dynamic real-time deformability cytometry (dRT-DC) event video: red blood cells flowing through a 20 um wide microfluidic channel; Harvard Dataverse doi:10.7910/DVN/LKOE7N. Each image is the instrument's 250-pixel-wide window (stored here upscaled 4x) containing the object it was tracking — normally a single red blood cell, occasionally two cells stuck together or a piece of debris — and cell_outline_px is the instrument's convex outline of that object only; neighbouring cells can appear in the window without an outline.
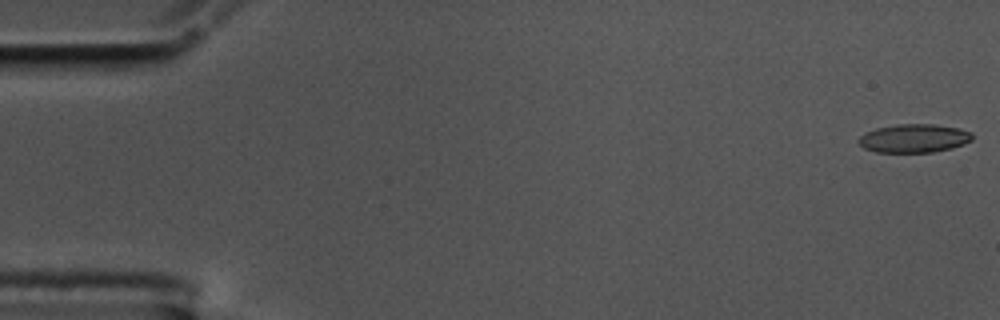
{"species": "common noctule bat (a hibernating species)", "species_latin": "Nyctalus noctula", "temperature_condition": "cold", "stored_images_in_passage": 57, "camera_frame_rate_fps": 3000, "um_per_image_px": 0.085, "animal": {"sex": "male", "body_mass_g": 17.5, "forearm_length_mm": 52.3}, "frame": {"image": 1, "passage_image": 1, "time_ms": 0.0, "image_size_px": [1000, 320], "cell_outline_px": [[972, 140], [964, 144], [952, 148], [932, 152], [876, 152], [864, 148], [856, 140], [860, 136], [876, 128], [896, 124], [932, 124], [960, 128], [972, 132]], "centroid_in_image_um": [77.7, 11.75], "position_along_channel_um": 7.3, "area_um2": 18.9}}
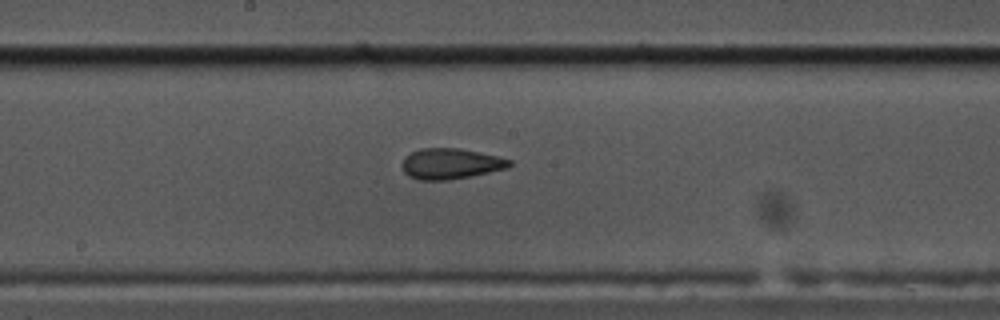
{"frame": {"image": 2, "passage_image": 30, "time_ms": 9.667, "image_size_px": [1000, 320], "cell_outline_px": [[512, 164], [508, 168], [448, 180], [420, 180], [408, 176], [404, 172], [400, 164], [404, 156], [420, 148], [460, 148], [480, 152], [512, 160]], "centroid_in_image_um": [38.26, 13.91], "position_along_channel_um": 209.9, "area_um2": 19.25}}
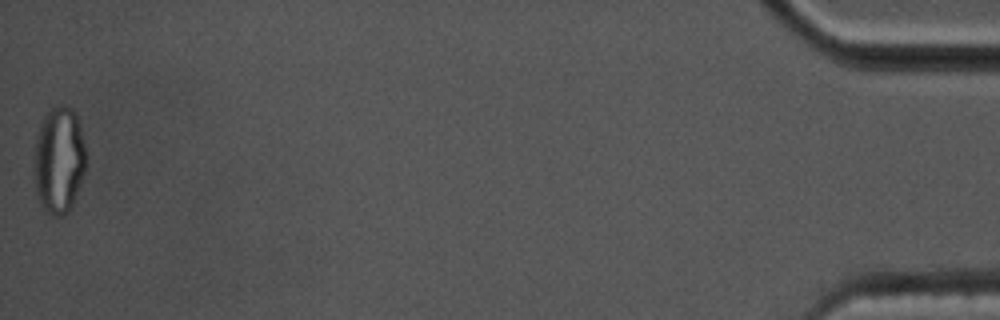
{"frame": {"image": 3, "passage_image": 57, "time_ms": 18.667, "image_size_px": [1000, 320], "cell_outline_px": [[84, 172], [72, 208], [64, 216], [52, 216], [44, 212], [36, 196], [32, 172], [32, 160], [36, 136], [40, 124], [44, 116], [52, 108], [60, 104], [64, 104], [72, 108], [76, 112], [80, 124], [84, 144]], "centroid_in_image_um": [4.96, 13.64], "position_along_channel_um": 430.2, "area_um2": 33.23}, "authors_computed_cell_mechanics": {"area_um2": 19.4208, "velocity_mm_per_s": 3.5296, "shape_relaxation_time_tau1_ms": 4.6781, "shape_relaxation_time_tau2_ms": 1.8433, "deformation_change_tau1": 0.1508, "deformation_change_tau2": 0.0937}}